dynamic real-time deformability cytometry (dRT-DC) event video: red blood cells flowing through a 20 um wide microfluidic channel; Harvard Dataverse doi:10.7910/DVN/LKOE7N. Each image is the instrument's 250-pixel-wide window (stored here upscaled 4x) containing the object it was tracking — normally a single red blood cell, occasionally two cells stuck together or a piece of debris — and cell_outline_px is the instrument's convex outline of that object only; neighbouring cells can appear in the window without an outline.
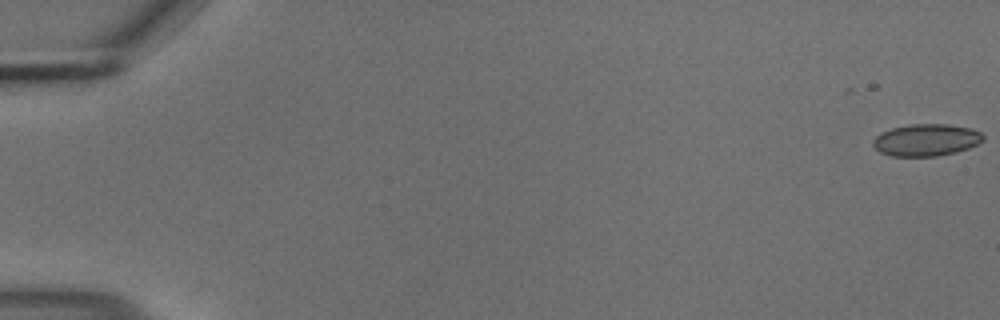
{"species": "common noctule bat (a hibernating species)", "species_latin": "Nyctalus noctula", "temperature_condition": "cold", "stored_images_in_passage": 22, "camera_frame_rate_fps": 3000, "um_per_image_px": 0.085, "animal": {"sex": "male", "body_mass_g": 18.8}, "frame": {"image": 1, "passage_image": 1, "time_ms": 0.0, "image_size_px": [1000, 320], "cell_outline_px": [[984, 140], [968, 148], [956, 152], [936, 156], [892, 156], [880, 152], [872, 144], [872, 140], [880, 132], [892, 128], [912, 124], [948, 124], [972, 128], [980, 132], [984, 136]], "centroid_in_image_um": [78.72, 11.89], "position_along_channel_um": 6.3, "area_um2": 20.58}}
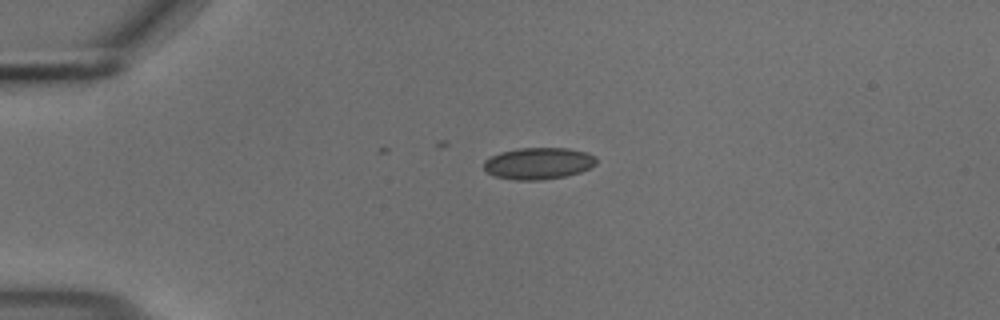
{"frame": {"image": 2, "passage_image": 14, "time_ms": 4.333, "image_size_px": [1000, 320], "cell_outline_px": [[596, 164], [580, 172], [564, 176], [544, 180], [516, 180], [496, 176], [488, 172], [484, 168], [484, 160], [500, 152], [520, 148], [568, 148], [588, 152], [596, 156]], "centroid_in_image_um": [45.79, 13.88], "position_along_channel_um": 39.2, "area_um2": 20.75}}